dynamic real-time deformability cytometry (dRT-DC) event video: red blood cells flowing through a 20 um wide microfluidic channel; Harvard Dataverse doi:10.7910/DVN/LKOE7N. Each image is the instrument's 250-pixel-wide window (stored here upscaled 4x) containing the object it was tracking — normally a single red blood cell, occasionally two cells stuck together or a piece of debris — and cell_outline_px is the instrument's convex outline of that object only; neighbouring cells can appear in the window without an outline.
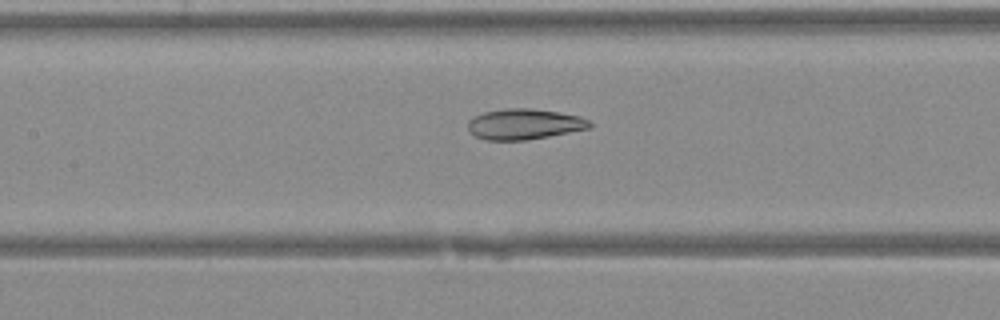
{"species": "Egyptian fruit bat (a non-hibernating species)", "species_latin": "Rousettus aegyptiacus", "temperature_condition": "warm", "stored_images_in_passage": 33, "camera_frame_rate_fps": 3000, "um_per_image_px": 0.085, "animal": {"sex": "female"}, "frame": {"image": 1, "passage_image": 11, "time_ms": 3.333, "image_size_px": [1000, 320], "cell_outline_px": [[592, 128], [528, 140], [488, 140], [476, 136], [468, 132], [468, 120], [472, 116], [484, 112], [508, 108], [532, 108], [560, 112], [580, 116], [588, 120], [592, 124]], "centroid_in_image_um": [44.56, 10.55], "position_along_channel_um": 162.8, "area_um2": 21.96}}
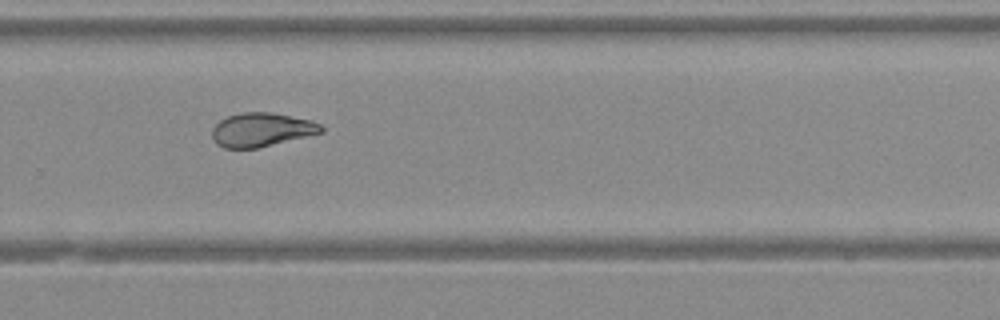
{"frame": {"image": 2, "passage_image": 20, "time_ms": 6.333, "image_size_px": [1000, 320], "cell_outline_px": [[324, 132], [256, 148], [224, 148], [216, 144], [212, 140], [212, 128], [220, 120], [228, 116], [244, 112], [272, 112], [312, 120], [320, 124], [324, 128]], "centroid_in_image_um": [22.22, 11.02], "position_along_channel_um": 307.6, "area_um2": 21.5}}
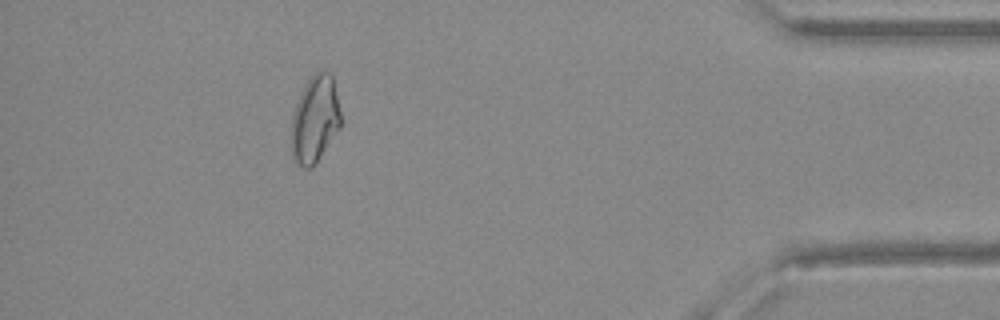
{"frame": {"image": 3, "passage_image": 29, "time_ms": 9.333, "image_size_px": [1000, 320], "cell_outline_px": [[344, 120], [340, 128], [312, 168], [304, 168], [296, 164], [292, 156], [292, 116], [300, 92], [304, 84], [316, 72], [328, 72], [332, 76]], "centroid_in_image_um": [26.8, 10.15], "position_along_channel_um": 408.4, "area_um2": 25.26}}